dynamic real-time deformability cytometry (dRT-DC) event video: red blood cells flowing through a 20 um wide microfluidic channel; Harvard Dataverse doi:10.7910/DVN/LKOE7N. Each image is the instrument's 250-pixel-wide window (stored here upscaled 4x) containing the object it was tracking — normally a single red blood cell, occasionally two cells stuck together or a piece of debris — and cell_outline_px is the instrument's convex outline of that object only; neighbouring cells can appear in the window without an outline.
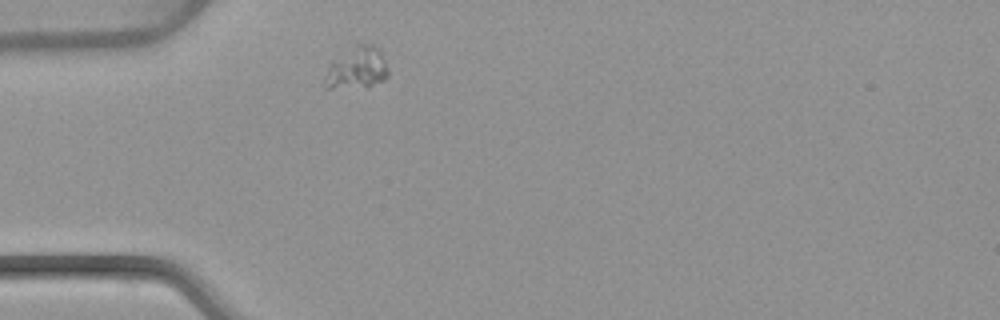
{"species": "common noctule bat (a hibernating species)", "species_latin": "Nyctalus noctula", "temperature_condition": "warm", "stored_images_in_passage": 1, "camera_frame_rate_fps": 3000, "um_per_image_px": 0.085, "animal": {"sex": "female", "body_mass_g": 22.7, "forearm_length_mm": 54.2}, "frame": {"image": 1, "passage_image": 1, "time_ms": 0.0, "image_size_px": [1000, 320], "cell_outline_px": [[388, 76], [384, 80], [368, 88], [324, 88], [324, 76], [328, 64], [352, 44], [376, 44], [380, 48], [388, 68]], "centroid_in_image_um": [30.33, 5.78], "position_along_channel_um": 54.7, "area_um2": 16.24}}